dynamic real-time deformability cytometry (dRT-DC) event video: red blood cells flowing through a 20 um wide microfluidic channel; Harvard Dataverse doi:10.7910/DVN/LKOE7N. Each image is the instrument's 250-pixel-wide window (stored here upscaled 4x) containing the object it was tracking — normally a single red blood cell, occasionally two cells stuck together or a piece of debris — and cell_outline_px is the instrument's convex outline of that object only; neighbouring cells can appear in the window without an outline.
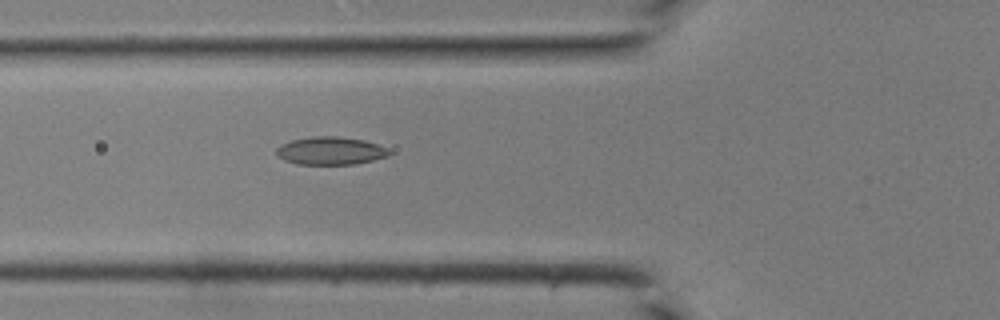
{"species": "common noctule bat (a hibernating species)", "species_latin": "Nyctalus noctula", "temperature_condition": "room temperature", "stored_images_in_passage": 43, "camera_frame_rate_fps": 3000, "um_per_image_px": 0.085, "animal": {"sex": "male", "body_mass_g": 19.0, "forearm_length_mm": 50.8}, "frame": {"image": 1, "passage_image": 17, "time_ms": 5.333, "image_size_px": [1000, 320], "cell_outline_px": [[392, 152], [388, 156], [356, 164], [296, 164], [284, 160], [276, 156], [276, 148], [280, 144], [292, 140], [312, 136], [336, 136], [364, 140], [388, 148]], "centroid_in_image_um": [28.07, 12.82], "position_along_channel_um": 97.7, "area_um2": 18.44}}
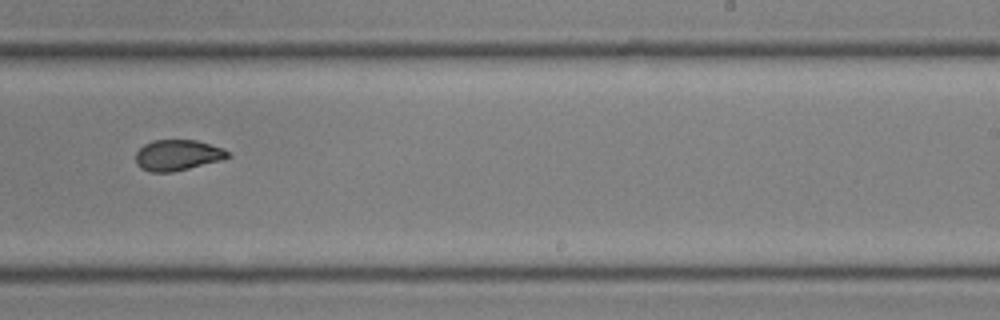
{"frame": {"image": 2, "passage_image": 28, "time_ms": 9.0, "image_size_px": [1000, 320], "cell_outline_px": [[232, 156], [220, 160], [172, 172], [148, 172], [140, 168], [136, 164], [136, 152], [144, 144], [152, 140], [196, 140], [224, 148]], "centroid_in_image_um": [15.07, 13.18], "position_along_channel_um": 273.9, "area_um2": 16.53}}
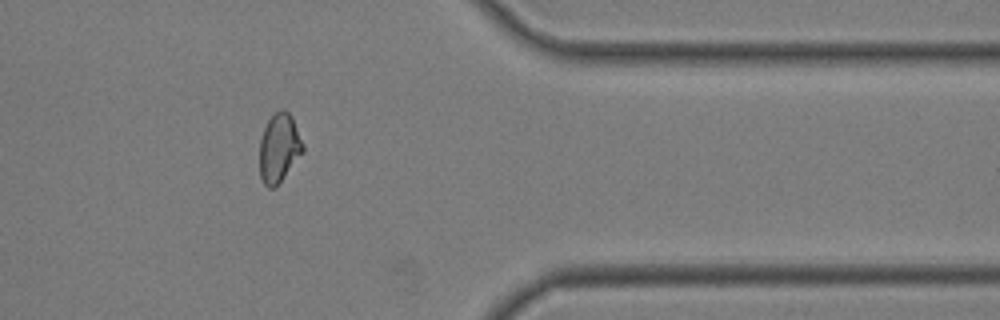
{"frame": {"image": 3, "passage_image": 36, "time_ms": 11.667, "image_size_px": [1000, 320], "cell_outline_px": [[304, 152], [276, 188], [268, 188], [260, 180], [260, 140], [264, 128], [268, 120], [280, 108], [284, 108], [292, 116], [304, 144]], "centroid_in_image_um": [23.74, 12.6], "position_along_channel_um": 387.7, "area_um2": 17.69}}